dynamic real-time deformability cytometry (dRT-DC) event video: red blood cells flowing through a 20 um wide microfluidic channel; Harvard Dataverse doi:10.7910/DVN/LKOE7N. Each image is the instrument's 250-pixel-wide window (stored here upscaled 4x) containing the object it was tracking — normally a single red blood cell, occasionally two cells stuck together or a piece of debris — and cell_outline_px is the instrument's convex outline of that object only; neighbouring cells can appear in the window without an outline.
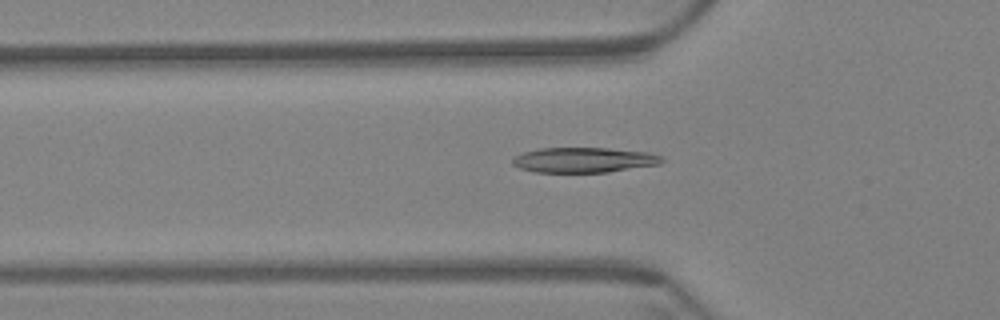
{"species": "Egyptian fruit bat (a non-hibernating species)", "species_latin": "Rousettus aegyptiacus", "temperature_condition": "warm", "stored_images_in_passage": 61, "camera_frame_rate_fps": 3000, "um_per_image_px": 0.085, "animal": {"sex": "female"}, "frame": {"image": 1, "passage_image": 21, "time_ms": 6.667, "image_size_px": [1000, 320], "cell_outline_px": [[664, 160], [660, 164], [608, 172], [536, 172], [520, 168], [512, 164], [512, 156], [524, 152], [540, 148], [608, 148], [648, 152], [660, 156]], "centroid_in_image_um": [49.6, 13.59], "position_along_channel_um": 76.2, "area_um2": 21.85}}
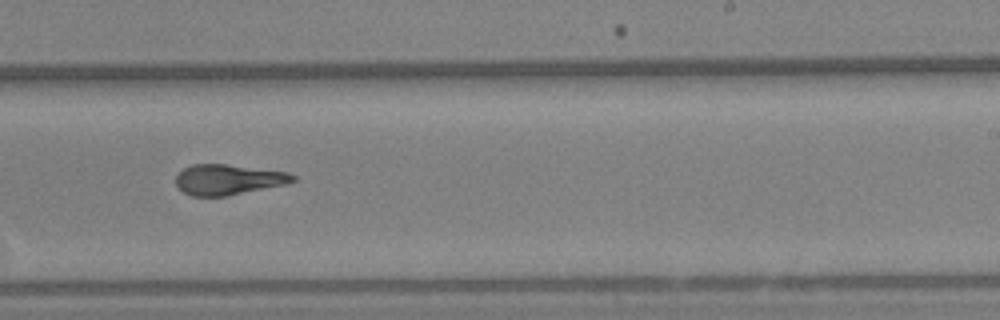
{"frame": {"image": 2, "passage_image": 38, "time_ms": 12.333, "image_size_px": [1000, 320], "cell_outline_px": [[296, 180], [288, 184], [224, 196], [192, 196], [184, 192], [176, 184], [176, 176], [184, 168], [192, 164], [224, 164], [288, 172], [296, 176]], "centroid_in_image_um": [19.42, 15.26], "position_along_channel_um": 269.6, "area_um2": 20.58}}
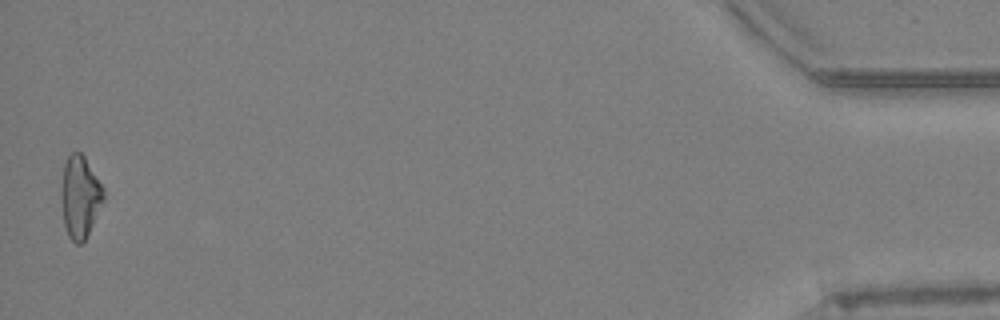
{"frame": {"image": 3, "passage_image": 60, "time_ms": 19.667, "image_size_px": [1000, 320], "cell_outline_px": [[104, 200], [84, 240], [80, 244], [76, 244], [68, 236], [64, 224], [60, 200], [60, 192], [64, 164], [68, 156], [72, 152], [80, 152], [84, 156], [104, 188]], "centroid_in_image_um": [6.78, 16.72], "position_along_channel_um": 428.4, "area_um2": 20.17}, "authors_computed_cell_mechanics": {"area_um2": 21.4438, "velocity_mm_per_s": 3.4134, "shape_relaxation_time_tau1_ms": 9.2933, "shape_relaxation_time_tau2_ms": 2.3598, "deformation_change_tau1": 0.2485, "deformation_change_tau2": 0.1112}}